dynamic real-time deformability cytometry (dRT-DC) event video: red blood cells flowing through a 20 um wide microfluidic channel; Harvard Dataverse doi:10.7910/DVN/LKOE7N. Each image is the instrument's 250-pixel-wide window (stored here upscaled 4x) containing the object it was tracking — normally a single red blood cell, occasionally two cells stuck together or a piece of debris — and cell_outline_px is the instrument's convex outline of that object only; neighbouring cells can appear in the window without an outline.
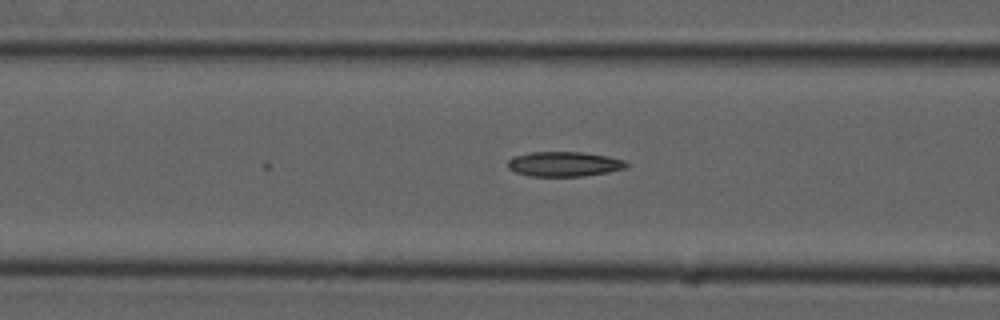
{"species": "common noctule bat (a hibernating species)", "species_latin": "Nyctalus noctula", "temperature_condition": "cold", "stored_images_in_passage": 23, "camera_frame_rate_fps": 3000, "um_per_image_px": 0.085, "animal": {"sex": "male", "forearm_length_mm": 52.5}, "frame": {"image": 1, "passage_image": 4, "time_ms": 1.0, "image_size_px": [1000, 320], "cell_outline_px": [[620, 164], [612, 168], [596, 172], [564, 176], [528, 172], [528, 156], [596, 156], [612, 160]], "centroid_in_image_um": [48.34, 14.01], "position_along_channel_um": 118.3, "area_um2": 10.46}}
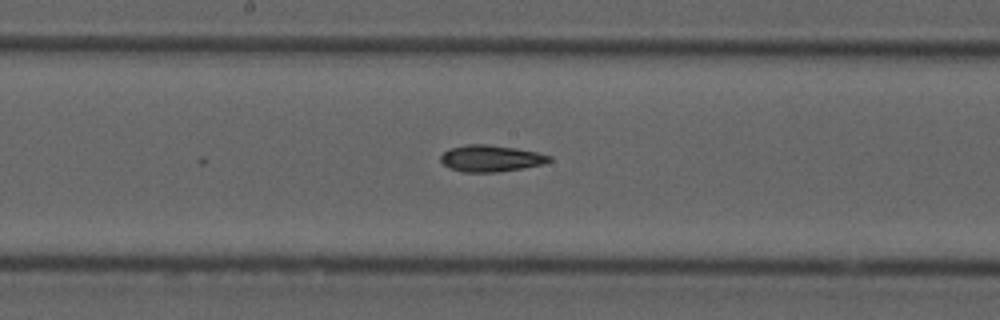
{"frame": {"image": 2, "passage_image": 11, "time_ms": 3.333, "image_size_px": [1000, 320], "cell_outline_px": [[544, 160], [532, 164], [508, 168], [460, 168], [448, 164], [444, 160], [444, 156], [448, 152], [460, 148], [500, 148], [528, 152], [540, 156]], "centroid_in_image_um": [41.64, 13.44], "position_along_channel_um": 206.6, "area_um2": 11.68}}
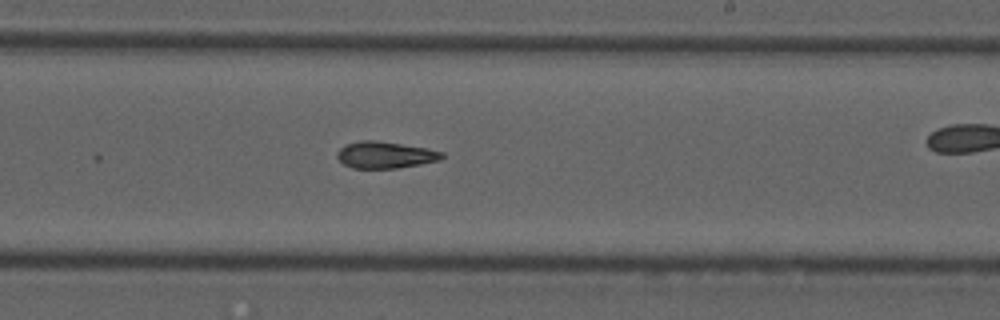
{"frame": {"image": 3, "passage_image": 15, "time_ms": 4.667, "image_size_px": [1000, 320], "cell_outline_px": [[436, 156], [428, 160], [408, 164], [376, 168], [364, 168], [352, 164], [348, 148], [356, 144], [388, 144], [412, 148], [432, 152]], "centroid_in_image_um": [32.81, 13.22], "position_along_channel_um": 256.2, "area_um2": 11.21}}